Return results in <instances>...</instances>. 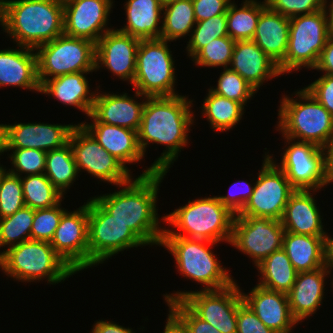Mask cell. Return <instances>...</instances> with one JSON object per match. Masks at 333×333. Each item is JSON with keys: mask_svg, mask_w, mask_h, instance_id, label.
<instances>
[{"mask_svg": "<svg viewBox=\"0 0 333 333\" xmlns=\"http://www.w3.org/2000/svg\"><path fill=\"white\" fill-rule=\"evenodd\" d=\"M327 152V172L333 182V139L326 148Z\"/></svg>", "mask_w": 333, "mask_h": 333, "instance_id": "9f6ffc18", "label": "cell"}, {"mask_svg": "<svg viewBox=\"0 0 333 333\" xmlns=\"http://www.w3.org/2000/svg\"><path fill=\"white\" fill-rule=\"evenodd\" d=\"M141 246L147 245L93 197L88 199V268L104 263L119 252Z\"/></svg>", "mask_w": 333, "mask_h": 333, "instance_id": "30bf717a", "label": "cell"}, {"mask_svg": "<svg viewBox=\"0 0 333 333\" xmlns=\"http://www.w3.org/2000/svg\"><path fill=\"white\" fill-rule=\"evenodd\" d=\"M194 27L186 47L187 55L191 59L213 39L228 36L226 14L198 21Z\"/></svg>", "mask_w": 333, "mask_h": 333, "instance_id": "f35d334b", "label": "cell"}, {"mask_svg": "<svg viewBox=\"0 0 333 333\" xmlns=\"http://www.w3.org/2000/svg\"><path fill=\"white\" fill-rule=\"evenodd\" d=\"M140 39L117 28L107 31L96 43L95 72L106 68L113 76L133 84Z\"/></svg>", "mask_w": 333, "mask_h": 333, "instance_id": "ffe728a7", "label": "cell"}, {"mask_svg": "<svg viewBox=\"0 0 333 333\" xmlns=\"http://www.w3.org/2000/svg\"><path fill=\"white\" fill-rule=\"evenodd\" d=\"M228 68L237 72L257 92L265 81L282 75L278 65L252 40L236 41Z\"/></svg>", "mask_w": 333, "mask_h": 333, "instance_id": "603a6c76", "label": "cell"}, {"mask_svg": "<svg viewBox=\"0 0 333 333\" xmlns=\"http://www.w3.org/2000/svg\"><path fill=\"white\" fill-rule=\"evenodd\" d=\"M237 333H277L268 328L252 311V309L243 302L238 307L237 314Z\"/></svg>", "mask_w": 333, "mask_h": 333, "instance_id": "c3c4849f", "label": "cell"}, {"mask_svg": "<svg viewBox=\"0 0 333 333\" xmlns=\"http://www.w3.org/2000/svg\"><path fill=\"white\" fill-rule=\"evenodd\" d=\"M304 88L333 116V75L323 74Z\"/></svg>", "mask_w": 333, "mask_h": 333, "instance_id": "681fc988", "label": "cell"}, {"mask_svg": "<svg viewBox=\"0 0 333 333\" xmlns=\"http://www.w3.org/2000/svg\"><path fill=\"white\" fill-rule=\"evenodd\" d=\"M236 41L231 37H219L206 44L191 60L198 67L228 68Z\"/></svg>", "mask_w": 333, "mask_h": 333, "instance_id": "ab89813d", "label": "cell"}, {"mask_svg": "<svg viewBox=\"0 0 333 333\" xmlns=\"http://www.w3.org/2000/svg\"><path fill=\"white\" fill-rule=\"evenodd\" d=\"M0 26L14 44L36 49L64 34L63 4L56 0H0Z\"/></svg>", "mask_w": 333, "mask_h": 333, "instance_id": "3957f363", "label": "cell"}, {"mask_svg": "<svg viewBox=\"0 0 333 333\" xmlns=\"http://www.w3.org/2000/svg\"><path fill=\"white\" fill-rule=\"evenodd\" d=\"M232 0H192L196 22L226 14Z\"/></svg>", "mask_w": 333, "mask_h": 333, "instance_id": "f907efd6", "label": "cell"}, {"mask_svg": "<svg viewBox=\"0 0 333 333\" xmlns=\"http://www.w3.org/2000/svg\"><path fill=\"white\" fill-rule=\"evenodd\" d=\"M212 92L247 106L257 91L237 72L224 68L217 81V86L209 88Z\"/></svg>", "mask_w": 333, "mask_h": 333, "instance_id": "60d3db41", "label": "cell"}, {"mask_svg": "<svg viewBox=\"0 0 333 333\" xmlns=\"http://www.w3.org/2000/svg\"><path fill=\"white\" fill-rule=\"evenodd\" d=\"M0 269L7 277L19 282L46 279L52 285L76 274L54 251L50 242L31 239L0 251Z\"/></svg>", "mask_w": 333, "mask_h": 333, "instance_id": "8992f818", "label": "cell"}, {"mask_svg": "<svg viewBox=\"0 0 333 333\" xmlns=\"http://www.w3.org/2000/svg\"><path fill=\"white\" fill-rule=\"evenodd\" d=\"M113 0H72L63 5L64 34L95 44L107 32Z\"/></svg>", "mask_w": 333, "mask_h": 333, "instance_id": "d6986e66", "label": "cell"}, {"mask_svg": "<svg viewBox=\"0 0 333 333\" xmlns=\"http://www.w3.org/2000/svg\"><path fill=\"white\" fill-rule=\"evenodd\" d=\"M91 333H135L132 328L123 327L119 323L107 320H97L92 326Z\"/></svg>", "mask_w": 333, "mask_h": 333, "instance_id": "f5cc1de1", "label": "cell"}, {"mask_svg": "<svg viewBox=\"0 0 333 333\" xmlns=\"http://www.w3.org/2000/svg\"><path fill=\"white\" fill-rule=\"evenodd\" d=\"M56 1H58V2H60L61 4H66V3H68V2H70V1H72V0H56Z\"/></svg>", "mask_w": 333, "mask_h": 333, "instance_id": "94428289", "label": "cell"}, {"mask_svg": "<svg viewBox=\"0 0 333 333\" xmlns=\"http://www.w3.org/2000/svg\"><path fill=\"white\" fill-rule=\"evenodd\" d=\"M77 124L69 143L78 173L86 171L100 182L116 186L129 182L133 178L131 170L105 150L80 123Z\"/></svg>", "mask_w": 333, "mask_h": 333, "instance_id": "9a60e30c", "label": "cell"}, {"mask_svg": "<svg viewBox=\"0 0 333 333\" xmlns=\"http://www.w3.org/2000/svg\"><path fill=\"white\" fill-rule=\"evenodd\" d=\"M21 182L25 206L31 209L51 208L65 197L44 173L22 176Z\"/></svg>", "mask_w": 333, "mask_h": 333, "instance_id": "8d00e7d4", "label": "cell"}, {"mask_svg": "<svg viewBox=\"0 0 333 333\" xmlns=\"http://www.w3.org/2000/svg\"><path fill=\"white\" fill-rule=\"evenodd\" d=\"M1 154H3V153H2V151H1V149H0V155H1ZM6 169H8V168H6V166L4 167V166L1 165V163H0V179H1V175L3 174V172H4Z\"/></svg>", "mask_w": 333, "mask_h": 333, "instance_id": "91938a15", "label": "cell"}, {"mask_svg": "<svg viewBox=\"0 0 333 333\" xmlns=\"http://www.w3.org/2000/svg\"><path fill=\"white\" fill-rule=\"evenodd\" d=\"M80 124L127 169V164L139 163L145 158L138 143L137 131L101 122Z\"/></svg>", "mask_w": 333, "mask_h": 333, "instance_id": "4316f807", "label": "cell"}, {"mask_svg": "<svg viewBox=\"0 0 333 333\" xmlns=\"http://www.w3.org/2000/svg\"><path fill=\"white\" fill-rule=\"evenodd\" d=\"M285 148L280 163L269 151L265 154L285 173L296 190H320L332 180L327 172V152L313 143L300 142L282 136ZM288 144V145H287ZM287 146V147H286ZM273 156V157H272Z\"/></svg>", "mask_w": 333, "mask_h": 333, "instance_id": "4fadbf2b", "label": "cell"}, {"mask_svg": "<svg viewBox=\"0 0 333 333\" xmlns=\"http://www.w3.org/2000/svg\"><path fill=\"white\" fill-rule=\"evenodd\" d=\"M35 209L24 206L15 214L0 219V248L16 246L31 239Z\"/></svg>", "mask_w": 333, "mask_h": 333, "instance_id": "74e56055", "label": "cell"}, {"mask_svg": "<svg viewBox=\"0 0 333 333\" xmlns=\"http://www.w3.org/2000/svg\"><path fill=\"white\" fill-rule=\"evenodd\" d=\"M35 52L40 86L60 75L95 71L96 44L88 39L62 34Z\"/></svg>", "mask_w": 333, "mask_h": 333, "instance_id": "8fae6325", "label": "cell"}, {"mask_svg": "<svg viewBox=\"0 0 333 333\" xmlns=\"http://www.w3.org/2000/svg\"><path fill=\"white\" fill-rule=\"evenodd\" d=\"M170 313L187 333H222L199 318L183 301L167 303Z\"/></svg>", "mask_w": 333, "mask_h": 333, "instance_id": "f6af8a7d", "label": "cell"}, {"mask_svg": "<svg viewBox=\"0 0 333 333\" xmlns=\"http://www.w3.org/2000/svg\"><path fill=\"white\" fill-rule=\"evenodd\" d=\"M50 245L76 273L88 268V200L63 213Z\"/></svg>", "mask_w": 333, "mask_h": 333, "instance_id": "e0dca14e", "label": "cell"}, {"mask_svg": "<svg viewBox=\"0 0 333 333\" xmlns=\"http://www.w3.org/2000/svg\"><path fill=\"white\" fill-rule=\"evenodd\" d=\"M255 179L253 193L238 216L281 220L290 196L296 189L285 173L265 154Z\"/></svg>", "mask_w": 333, "mask_h": 333, "instance_id": "5bb4252c", "label": "cell"}, {"mask_svg": "<svg viewBox=\"0 0 333 333\" xmlns=\"http://www.w3.org/2000/svg\"><path fill=\"white\" fill-rule=\"evenodd\" d=\"M44 174L63 195L78 180V170L70 143L46 154Z\"/></svg>", "mask_w": 333, "mask_h": 333, "instance_id": "d590c367", "label": "cell"}, {"mask_svg": "<svg viewBox=\"0 0 333 333\" xmlns=\"http://www.w3.org/2000/svg\"><path fill=\"white\" fill-rule=\"evenodd\" d=\"M289 18L266 6L258 19L252 38L264 53L278 66L283 62L288 48Z\"/></svg>", "mask_w": 333, "mask_h": 333, "instance_id": "f1b7e54d", "label": "cell"}, {"mask_svg": "<svg viewBox=\"0 0 333 333\" xmlns=\"http://www.w3.org/2000/svg\"><path fill=\"white\" fill-rule=\"evenodd\" d=\"M284 234L281 220L235 215L229 244L247 255L256 267L283 248Z\"/></svg>", "mask_w": 333, "mask_h": 333, "instance_id": "2e32d148", "label": "cell"}, {"mask_svg": "<svg viewBox=\"0 0 333 333\" xmlns=\"http://www.w3.org/2000/svg\"><path fill=\"white\" fill-rule=\"evenodd\" d=\"M77 124H51L29 122L0 124V149L34 148L44 152L61 148L69 143Z\"/></svg>", "mask_w": 333, "mask_h": 333, "instance_id": "ac0fdd59", "label": "cell"}, {"mask_svg": "<svg viewBox=\"0 0 333 333\" xmlns=\"http://www.w3.org/2000/svg\"><path fill=\"white\" fill-rule=\"evenodd\" d=\"M324 267L330 272L333 270V237L329 234L325 236L324 242ZM333 277V276H332ZM330 283L333 288V279Z\"/></svg>", "mask_w": 333, "mask_h": 333, "instance_id": "db71d44e", "label": "cell"}, {"mask_svg": "<svg viewBox=\"0 0 333 333\" xmlns=\"http://www.w3.org/2000/svg\"><path fill=\"white\" fill-rule=\"evenodd\" d=\"M244 107L238 101L230 100L208 89L203 104L199 108L213 131L227 132L240 122L245 113Z\"/></svg>", "mask_w": 333, "mask_h": 333, "instance_id": "d6a6232c", "label": "cell"}, {"mask_svg": "<svg viewBox=\"0 0 333 333\" xmlns=\"http://www.w3.org/2000/svg\"><path fill=\"white\" fill-rule=\"evenodd\" d=\"M325 237L286 232L283 249L297 272L317 270L324 267Z\"/></svg>", "mask_w": 333, "mask_h": 333, "instance_id": "4dcf8cb0", "label": "cell"}, {"mask_svg": "<svg viewBox=\"0 0 333 333\" xmlns=\"http://www.w3.org/2000/svg\"><path fill=\"white\" fill-rule=\"evenodd\" d=\"M266 1L244 0L238 8L235 0L226 12L228 36L234 41L252 40Z\"/></svg>", "mask_w": 333, "mask_h": 333, "instance_id": "836d02e7", "label": "cell"}, {"mask_svg": "<svg viewBox=\"0 0 333 333\" xmlns=\"http://www.w3.org/2000/svg\"><path fill=\"white\" fill-rule=\"evenodd\" d=\"M98 88L100 85L96 88L95 100L88 116L91 122H101L138 131L147 96L135 91L134 97L140 100L142 98V102H138L128 93L114 94L102 91L100 93Z\"/></svg>", "mask_w": 333, "mask_h": 333, "instance_id": "44dd1931", "label": "cell"}, {"mask_svg": "<svg viewBox=\"0 0 333 333\" xmlns=\"http://www.w3.org/2000/svg\"><path fill=\"white\" fill-rule=\"evenodd\" d=\"M5 86L40 93L35 49L18 45L0 49V88Z\"/></svg>", "mask_w": 333, "mask_h": 333, "instance_id": "cb8c5ba5", "label": "cell"}, {"mask_svg": "<svg viewBox=\"0 0 333 333\" xmlns=\"http://www.w3.org/2000/svg\"><path fill=\"white\" fill-rule=\"evenodd\" d=\"M315 192L318 193V190H296L290 196L281 219L286 232L316 237L328 234L324 229L317 201L313 197Z\"/></svg>", "mask_w": 333, "mask_h": 333, "instance_id": "d4e9b609", "label": "cell"}, {"mask_svg": "<svg viewBox=\"0 0 333 333\" xmlns=\"http://www.w3.org/2000/svg\"><path fill=\"white\" fill-rule=\"evenodd\" d=\"M254 183L255 182H253V185H252L251 182L244 181V180H242V181L237 180V182H234L233 184H231L227 195H225V196L219 195L217 197H218L219 201L225 207H227L234 215H238L242 211V209L244 208V206L246 205L248 200L250 199V197L253 193V190H254ZM237 189H239V190H237ZM236 190H237V192H236ZM233 191H235V192H233Z\"/></svg>", "mask_w": 333, "mask_h": 333, "instance_id": "7dc6e473", "label": "cell"}, {"mask_svg": "<svg viewBox=\"0 0 333 333\" xmlns=\"http://www.w3.org/2000/svg\"><path fill=\"white\" fill-rule=\"evenodd\" d=\"M167 172L137 176L112 193L93 197L114 219L124 223L147 246L160 245L165 227L158 215L159 186ZM134 179V180H133ZM162 220V221H161Z\"/></svg>", "mask_w": 333, "mask_h": 333, "instance_id": "7a4b0ae2", "label": "cell"}, {"mask_svg": "<svg viewBox=\"0 0 333 333\" xmlns=\"http://www.w3.org/2000/svg\"><path fill=\"white\" fill-rule=\"evenodd\" d=\"M218 244L202 239L162 237L159 247L166 248L172 254L178 273L188 280L201 283L204 286L201 290L207 291L223 289L235 282L229 269L221 265V260L212 251Z\"/></svg>", "mask_w": 333, "mask_h": 333, "instance_id": "52a82bcc", "label": "cell"}, {"mask_svg": "<svg viewBox=\"0 0 333 333\" xmlns=\"http://www.w3.org/2000/svg\"><path fill=\"white\" fill-rule=\"evenodd\" d=\"M177 1H180V0H161V3H162L163 6H165V5H168L170 3L177 2Z\"/></svg>", "mask_w": 333, "mask_h": 333, "instance_id": "680465c9", "label": "cell"}, {"mask_svg": "<svg viewBox=\"0 0 333 333\" xmlns=\"http://www.w3.org/2000/svg\"><path fill=\"white\" fill-rule=\"evenodd\" d=\"M236 281L219 290L175 291L163 295L166 303L183 301L199 318L222 333H237L238 307L244 302Z\"/></svg>", "mask_w": 333, "mask_h": 333, "instance_id": "7c38bea8", "label": "cell"}, {"mask_svg": "<svg viewBox=\"0 0 333 333\" xmlns=\"http://www.w3.org/2000/svg\"><path fill=\"white\" fill-rule=\"evenodd\" d=\"M282 95L276 130L282 136L326 149L333 139V116L304 87ZM296 97V98H295Z\"/></svg>", "mask_w": 333, "mask_h": 333, "instance_id": "5b68a950", "label": "cell"}, {"mask_svg": "<svg viewBox=\"0 0 333 333\" xmlns=\"http://www.w3.org/2000/svg\"><path fill=\"white\" fill-rule=\"evenodd\" d=\"M326 7L330 15V32L333 33V2L326 1Z\"/></svg>", "mask_w": 333, "mask_h": 333, "instance_id": "6f0895ef", "label": "cell"}, {"mask_svg": "<svg viewBox=\"0 0 333 333\" xmlns=\"http://www.w3.org/2000/svg\"><path fill=\"white\" fill-rule=\"evenodd\" d=\"M92 72L69 73L48 79L40 86V93L54 97L63 105L73 106L84 112L88 117L97 92V90L94 92L90 90L89 81L86 77Z\"/></svg>", "mask_w": 333, "mask_h": 333, "instance_id": "83f0119b", "label": "cell"}, {"mask_svg": "<svg viewBox=\"0 0 333 333\" xmlns=\"http://www.w3.org/2000/svg\"><path fill=\"white\" fill-rule=\"evenodd\" d=\"M193 100L186 95L147 97L137 131L144 156L149 145L166 146L163 153L138 176L167 172L189 142L188 133L195 123Z\"/></svg>", "mask_w": 333, "mask_h": 333, "instance_id": "6da1fadb", "label": "cell"}, {"mask_svg": "<svg viewBox=\"0 0 333 333\" xmlns=\"http://www.w3.org/2000/svg\"><path fill=\"white\" fill-rule=\"evenodd\" d=\"M24 206L21 177L6 169L0 179V219L15 214Z\"/></svg>", "mask_w": 333, "mask_h": 333, "instance_id": "7bdbcfd3", "label": "cell"}, {"mask_svg": "<svg viewBox=\"0 0 333 333\" xmlns=\"http://www.w3.org/2000/svg\"><path fill=\"white\" fill-rule=\"evenodd\" d=\"M288 48L278 66L282 75L312 69L330 35V15L327 7L314 13L289 18Z\"/></svg>", "mask_w": 333, "mask_h": 333, "instance_id": "ba28073f", "label": "cell"}, {"mask_svg": "<svg viewBox=\"0 0 333 333\" xmlns=\"http://www.w3.org/2000/svg\"><path fill=\"white\" fill-rule=\"evenodd\" d=\"M163 333H187L182 325L169 313Z\"/></svg>", "mask_w": 333, "mask_h": 333, "instance_id": "11a10c76", "label": "cell"}, {"mask_svg": "<svg viewBox=\"0 0 333 333\" xmlns=\"http://www.w3.org/2000/svg\"><path fill=\"white\" fill-rule=\"evenodd\" d=\"M327 277L331 278L325 267L298 272L295 283L287 295L291 313L299 324L322 306Z\"/></svg>", "mask_w": 333, "mask_h": 333, "instance_id": "484cf974", "label": "cell"}, {"mask_svg": "<svg viewBox=\"0 0 333 333\" xmlns=\"http://www.w3.org/2000/svg\"><path fill=\"white\" fill-rule=\"evenodd\" d=\"M258 285L272 291L288 293L295 283V270L283 248L274 251L256 266Z\"/></svg>", "mask_w": 333, "mask_h": 333, "instance_id": "1f68e13d", "label": "cell"}, {"mask_svg": "<svg viewBox=\"0 0 333 333\" xmlns=\"http://www.w3.org/2000/svg\"><path fill=\"white\" fill-rule=\"evenodd\" d=\"M12 151L8 158L12 167L8 171L12 174L22 177L23 174L34 175L41 174L45 171L46 154L39 149H1L2 153Z\"/></svg>", "mask_w": 333, "mask_h": 333, "instance_id": "b9f144b4", "label": "cell"}, {"mask_svg": "<svg viewBox=\"0 0 333 333\" xmlns=\"http://www.w3.org/2000/svg\"><path fill=\"white\" fill-rule=\"evenodd\" d=\"M313 69L321 71L326 75H333V33H330L328 36L318 62Z\"/></svg>", "mask_w": 333, "mask_h": 333, "instance_id": "816d5d0a", "label": "cell"}, {"mask_svg": "<svg viewBox=\"0 0 333 333\" xmlns=\"http://www.w3.org/2000/svg\"><path fill=\"white\" fill-rule=\"evenodd\" d=\"M241 294L256 316L277 333H293V328L299 324L291 313L287 293L257 284L247 294L244 291Z\"/></svg>", "mask_w": 333, "mask_h": 333, "instance_id": "7402d4cb", "label": "cell"}, {"mask_svg": "<svg viewBox=\"0 0 333 333\" xmlns=\"http://www.w3.org/2000/svg\"><path fill=\"white\" fill-rule=\"evenodd\" d=\"M51 208L35 209V216L31 228V240L51 242L63 213L62 202Z\"/></svg>", "mask_w": 333, "mask_h": 333, "instance_id": "ee69618b", "label": "cell"}, {"mask_svg": "<svg viewBox=\"0 0 333 333\" xmlns=\"http://www.w3.org/2000/svg\"><path fill=\"white\" fill-rule=\"evenodd\" d=\"M167 40H140L136 58L134 91L147 97L174 96L176 67Z\"/></svg>", "mask_w": 333, "mask_h": 333, "instance_id": "9c48e42d", "label": "cell"}, {"mask_svg": "<svg viewBox=\"0 0 333 333\" xmlns=\"http://www.w3.org/2000/svg\"><path fill=\"white\" fill-rule=\"evenodd\" d=\"M124 4L127 21L117 30L140 40L160 39L163 16L161 0H127Z\"/></svg>", "mask_w": 333, "mask_h": 333, "instance_id": "f546056e", "label": "cell"}, {"mask_svg": "<svg viewBox=\"0 0 333 333\" xmlns=\"http://www.w3.org/2000/svg\"><path fill=\"white\" fill-rule=\"evenodd\" d=\"M235 215L225 207L217 196L189 200L184 206L164 215L165 227L162 237H186L211 242H227L232 235Z\"/></svg>", "mask_w": 333, "mask_h": 333, "instance_id": "277c9868", "label": "cell"}, {"mask_svg": "<svg viewBox=\"0 0 333 333\" xmlns=\"http://www.w3.org/2000/svg\"><path fill=\"white\" fill-rule=\"evenodd\" d=\"M267 6L281 15L291 18L310 14L326 8V0H265Z\"/></svg>", "mask_w": 333, "mask_h": 333, "instance_id": "bcb514c9", "label": "cell"}, {"mask_svg": "<svg viewBox=\"0 0 333 333\" xmlns=\"http://www.w3.org/2000/svg\"><path fill=\"white\" fill-rule=\"evenodd\" d=\"M195 24L192 0H180L165 5L163 6L160 39L173 42L183 37H190Z\"/></svg>", "mask_w": 333, "mask_h": 333, "instance_id": "e575fe53", "label": "cell"}]
</instances>
